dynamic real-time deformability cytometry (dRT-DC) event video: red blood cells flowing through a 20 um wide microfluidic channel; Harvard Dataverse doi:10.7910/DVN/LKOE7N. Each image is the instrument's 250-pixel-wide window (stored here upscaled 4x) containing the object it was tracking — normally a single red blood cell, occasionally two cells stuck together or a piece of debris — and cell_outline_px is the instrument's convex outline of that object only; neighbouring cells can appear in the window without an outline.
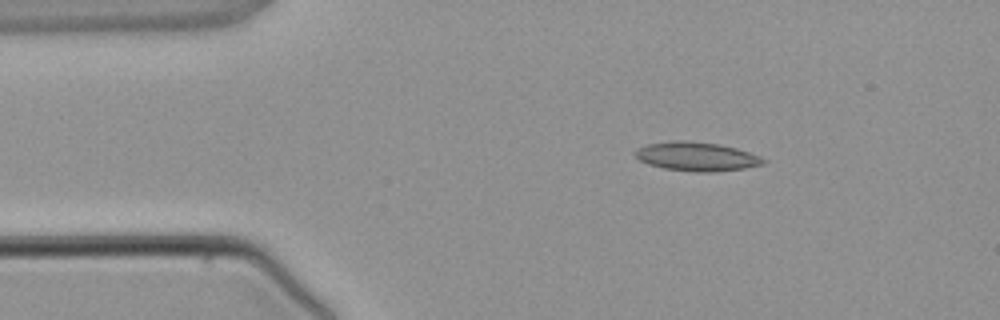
{"species": "common noctule bat (a hibernating species)", "species_latin": "Nyctalus noctula", "temperature_condition": "warm", "stored_images_in_passage": 4, "segment_of_instrument_passage": [1, 2], "camera_frame_rate_fps": 3000, "um_per_image_px": 0.085, "animal": {"sex": "male", "body_mass_g": 21.5, "forearm_length_mm": 52.0}, "frame": {"image": 1, "passage_image": 2, "time_ms": 1.333, "image_size_px": [1000, 320], "cell_outline_px": [[768, 160], [764, 164], [744, 168], [712, 172], [696, 172], [664, 168], [648, 164], [640, 160], [636, 156], [636, 148], [648, 144], [672, 140], [688, 140], [720, 144], [736, 148], [760, 156]], "centroid_in_image_um": [59.23, 13.29], "position_along_channel_um": 25.8, "area_um2": 21.62}}